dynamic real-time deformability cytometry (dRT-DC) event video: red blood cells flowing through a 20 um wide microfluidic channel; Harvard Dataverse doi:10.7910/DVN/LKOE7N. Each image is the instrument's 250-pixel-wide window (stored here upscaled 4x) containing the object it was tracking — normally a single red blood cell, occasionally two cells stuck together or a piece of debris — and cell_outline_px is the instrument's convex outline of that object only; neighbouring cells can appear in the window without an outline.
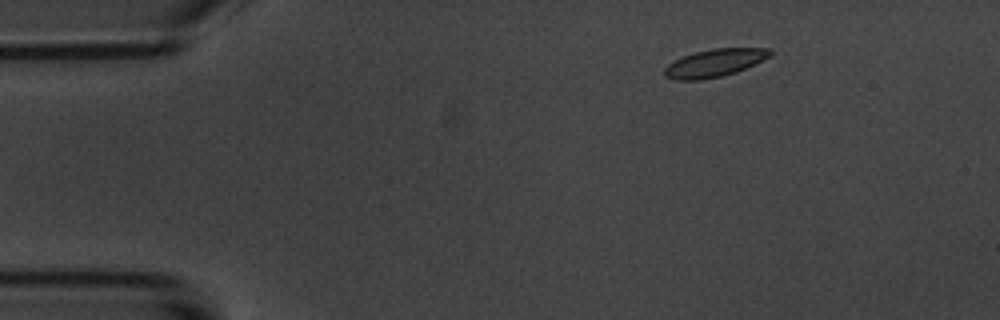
{"species": "common noctule bat (a hibernating species)", "species_latin": "Nyctalus noctula", "temperature_condition": "room temperature", "stored_images_in_passage": 4, "camera_frame_rate_fps": 3000, "um_per_image_px": 0.085, "animal": {"sex": "male", "body_mass_g": 20.1, "forearm_length_mm": 53.5}, "frame": {"image": 1, "passage_image": 2, "time_ms": 1.0, "image_size_px": [1000, 320], "cell_outline_px": [[772, 56], [736, 72], [720, 76], [700, 80], [676, 80], [664, 76], [664, 68], [668, 64], [684, 56], [696, 52], [712, 48], [772, 48]], "centroid_in_image_um": [60.76, 5.35], "position_along_channel_um": 24.2, "area_um2": 16.99}}